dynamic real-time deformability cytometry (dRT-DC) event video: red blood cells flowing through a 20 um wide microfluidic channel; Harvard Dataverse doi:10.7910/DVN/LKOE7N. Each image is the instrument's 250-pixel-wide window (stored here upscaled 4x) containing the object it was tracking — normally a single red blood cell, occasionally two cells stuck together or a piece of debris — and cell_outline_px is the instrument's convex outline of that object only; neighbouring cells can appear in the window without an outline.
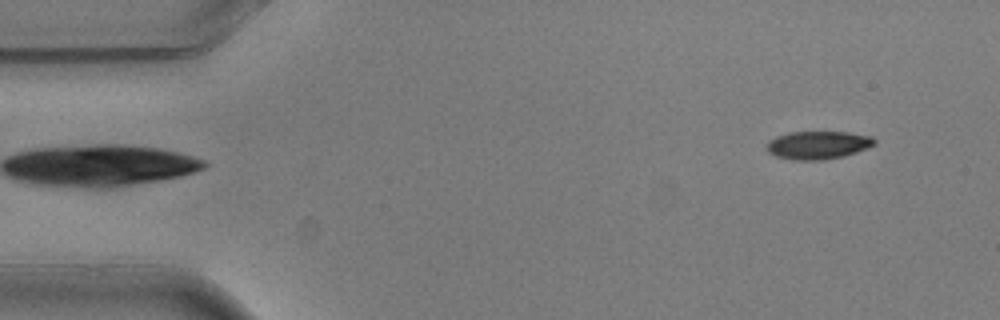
{"species": "common noctule bat (a hibernating species)", "species_latin": "Nyctalus noctula", "temperature_condition": "warm", "stored_images_in_passage": 2, "camera_frame_rate_fps": 3000, "um_per_image_px": 0.085, "animal": {"sex": "male", "body_mass_g": 20.5, "forearm_length_mm": 52.5}, "frame": {"image": 1, "passage_image": 2, "time_ms": 0.333, "image_size_px": [1000, 320], "cell_outline_px": [[876, 144], [868, 148], [844, 156], [824, 160], [792, 160], [776, 156], [768, 152], [768, 140], [776, 136], [788, 132], [848, 132], [872, 136], [876, 140]], "centroid_in_image_um": [69.55, 12.33], "position_along_channel_um": 15.5, "area_um2": 17.74}}